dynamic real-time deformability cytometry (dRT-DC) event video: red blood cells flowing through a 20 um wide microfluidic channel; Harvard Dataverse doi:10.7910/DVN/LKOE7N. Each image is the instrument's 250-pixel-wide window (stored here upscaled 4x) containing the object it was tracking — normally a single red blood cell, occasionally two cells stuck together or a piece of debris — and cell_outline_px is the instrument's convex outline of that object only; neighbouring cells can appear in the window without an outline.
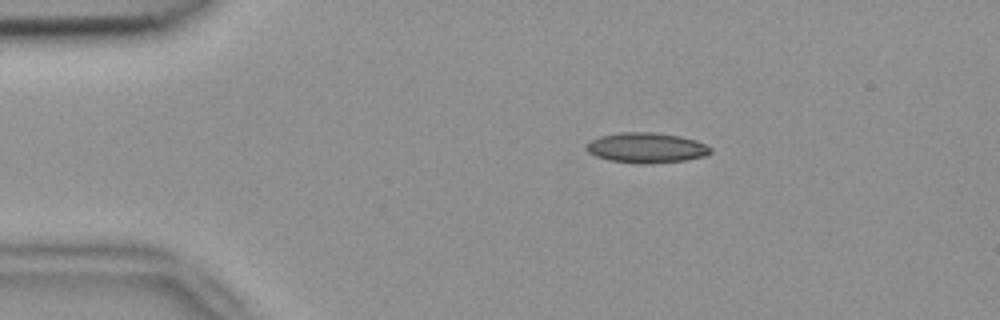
{"species": "common noctule bat (a hibernating species)", "species_latin": "Nyctalus noctula", "temperature_condition": "room temperature", "stored_images_in_passage": 52, "camera_frame_rate_fps": 3000, "um_per_image_px": 0.085, "animal": {"sex": "female", "body_mass_g": 18.4}, "frame": {"image": 1, "passage_image": 9, "time_ms": 2.667, "image_size_px": [1000, 320], "cell_outline_px": [[712, 152], [704, 156], [684, 160], [652, 164], [640, 164], [608, 160], [596, 156], [588, 152], [584, 148], [592, 140], [600, 136], [620, 132], [652, 132], [680, 136], [696, 140], [712, 148]], "centroid_in_image_um": [54.94, 12.57], "position_along_channel_um": 30.1, "area_um2": 21.91}}
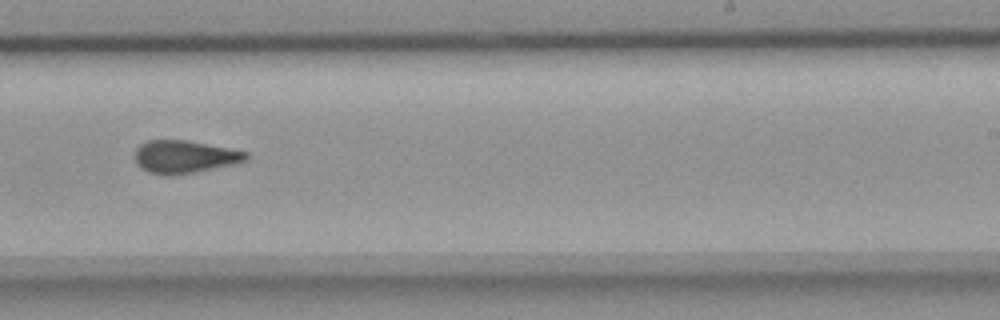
{"frame": {"image": 2, "passage_image": 32, "time_ms": 10.333, "image_size_px": [1000, 320], "cell_outline_px": [[248, 160], [236, 164], [176, 176], [164, 176], [148, 172], [140, 168], [136, 164], [136, 148], [140, 144], [148, 140], [188, 140], [248, 152]], "centroid_in_image_um": [15.69, 13.35], "position_along_channel_um": 273.3, "area_um2": 21.56}}
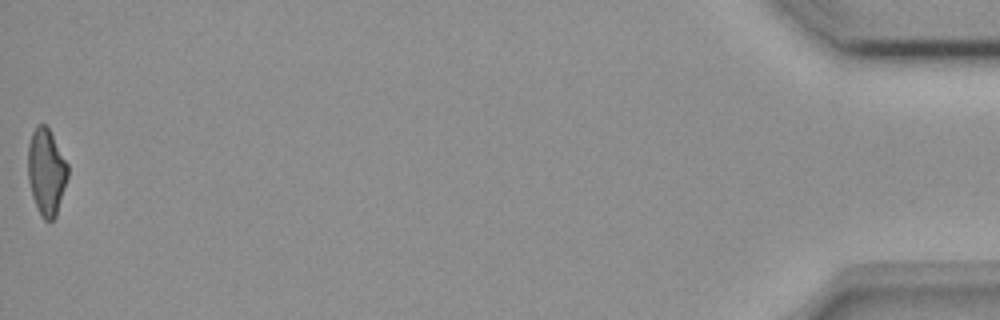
{"frame": {"image": 3, "passage_image": 52, "time_ms": 17.0, "image_size_px": [1000, 320], "cell_outline_px": [[68, 176], [56, 216], [52, 220], [44, 220], [40, 216], [32, 196], [28, 180], [28, 144], [32, 132], [36, 124], [44, 124], [48, 128], [68, 164]], "centroid_in_image_um": [3.92, 14.61], "position_along_channel_um": 431.3, "area_um2": 20.06}, "authors_computed_cell_mechanics": {"area_um2": 21.2415, "velocity_mm_per_s": 3.8477, "shape_relaxation_time_tau1_ms": null, "shape_relaxation_time_tau2_ms": 2.2304, "deformation_change_tau1": null, "deformation_change_tau2": 0.0915}}